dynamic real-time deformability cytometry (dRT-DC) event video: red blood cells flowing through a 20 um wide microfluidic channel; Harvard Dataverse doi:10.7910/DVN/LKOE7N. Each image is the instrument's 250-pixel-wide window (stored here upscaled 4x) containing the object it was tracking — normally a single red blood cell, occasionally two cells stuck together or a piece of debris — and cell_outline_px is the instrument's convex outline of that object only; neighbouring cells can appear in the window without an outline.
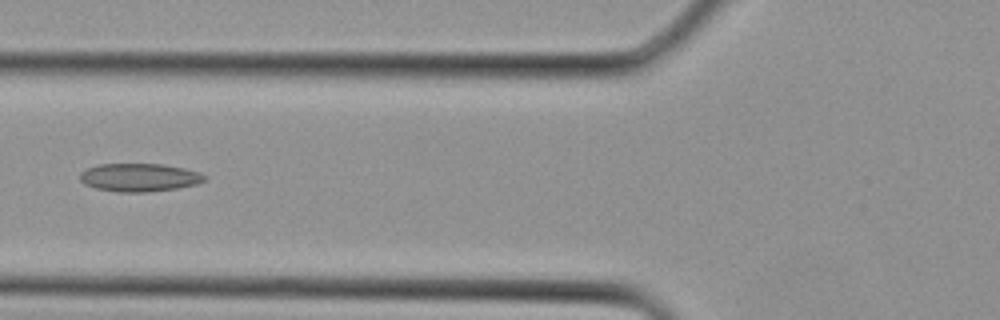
{"species": "Egyptian fruit bat (a non-hibernating species)", "species_latin": "Rousettus aegyptiacus", "temperature_condition": "cold", "stored_images_in_passage": 3, "camera_frame_rate_fps": 3000, "um_per_image_px": 0.085, "animal": {"sex": "female"}, "frame": {"image": 1, "passage_image": 3, "time_ms": 0.667, "image_size_px": [1000, 320], "cell_outline_px": [[208, 176], [204, 180], [196, 184], [176, 188], [148, 192], [116, 192], [96, 188], [84, 184], [80, 180], [80, 172], [88, 168], [100, 164], [160, 164], [184, 168], [200, 172]], "centroid_in_image_um": [11.84, 15.08], "position_along_channel_um": 114.0, "area_um2": 20.4}}